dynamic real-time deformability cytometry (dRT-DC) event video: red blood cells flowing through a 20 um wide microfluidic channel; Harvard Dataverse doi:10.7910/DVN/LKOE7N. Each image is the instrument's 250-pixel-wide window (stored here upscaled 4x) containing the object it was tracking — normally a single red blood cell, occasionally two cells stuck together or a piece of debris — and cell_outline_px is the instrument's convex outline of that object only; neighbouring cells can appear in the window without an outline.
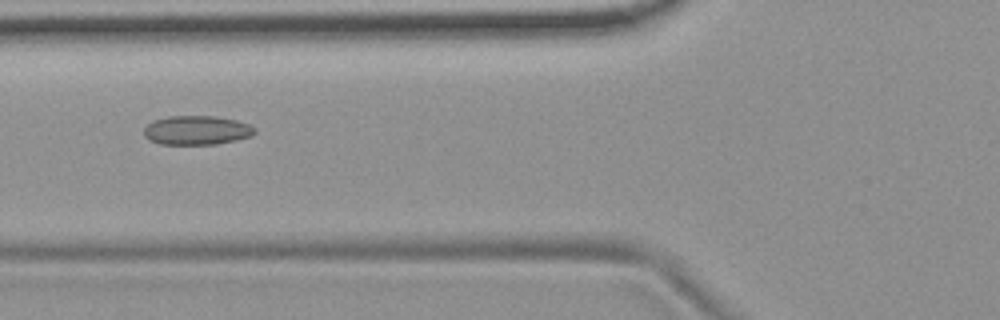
{"species": "common noctule bat (a hibernating species)", "species_latin": "Nyctalus noctula", "temperature_condition": "room temperature", "stored_images_in_passage": 12, "camera_frame_rate_fps": 3000, "um_per_image_px": 0.085, "animal": {"sex": "female", "body_mass_g": 19.9}, "frame": {"image": 1, "passage_image": 3, "time_ms": 0.667, "image_size_px": [1000, 320], "cell_outline_px": [[256, 132], [252, 136], [236, 140], [216, 144], [160, 144], [148, 140], [144, 136], [144, 128], [152, 120], [168, 116], [216, 116], [236, 120], [248, 124], [256, 128]], "centroid_in_image_um": [16.71, 11.07], "position_along_channel_um": 109.1, "area_um2": 18.96}}
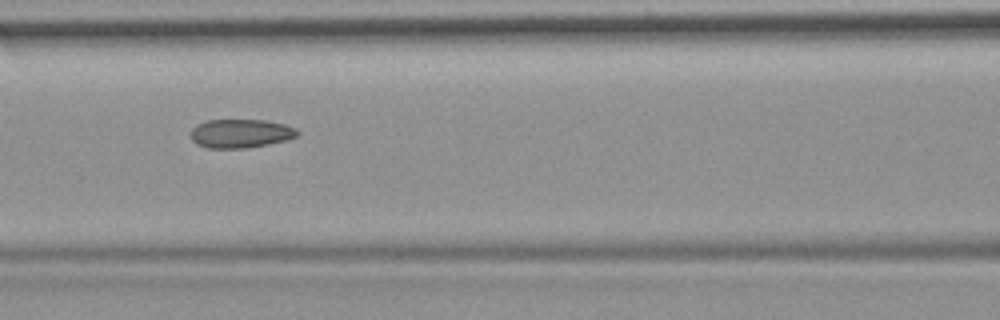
{"frame": {"image": 2, "passage_image": 4, "time_ms": 1.0, "image_size_px": [1000, 320], "cell_outline_px": [[300, 132], [296, 136], [288, 140], [248, 148], [208, 148], [196, 144], [192, 140], [192, 128], [196, 124], [208, 120], [264, 120], [284, 124], [296, 128]], "centroid_in_image_um": [20.46, 11.35], "position_along_channel_um": 146.1, "area_um2": 17.92}}